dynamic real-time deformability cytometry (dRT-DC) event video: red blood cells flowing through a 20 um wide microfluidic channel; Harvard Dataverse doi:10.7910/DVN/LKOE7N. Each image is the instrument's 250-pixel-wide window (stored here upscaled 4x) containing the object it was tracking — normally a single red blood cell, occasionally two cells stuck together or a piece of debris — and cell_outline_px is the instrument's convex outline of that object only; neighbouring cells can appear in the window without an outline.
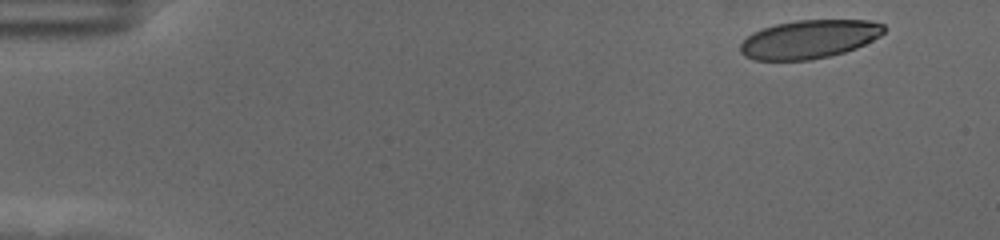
{"species": "human", "species_latin": "Homo sapiens", "temperature_condition": "cold", "stored_images_in_passage": 54, "camera_frame_rate_fps": 3000, "um_per_image_px": 0.085, "donor": {"sex": "female"}, "frame": {"image": 1, "passage_image": 1, "time_ms": 0.0, "image_size_px": [1000, 240], "cell_outline_px": [[888, 28], [880, 36], [856, 48], [844, 52], [812, 60], [752, 60], [744, 56], [740, 52], [740, 44], [752, 32], [776, 24], [796, 20], [868, 20], [884, 24]], "centroid_in_image_um": [68.78, 3.33], "position_along_channel_um": 16.2, "area_um2": 32.31}}
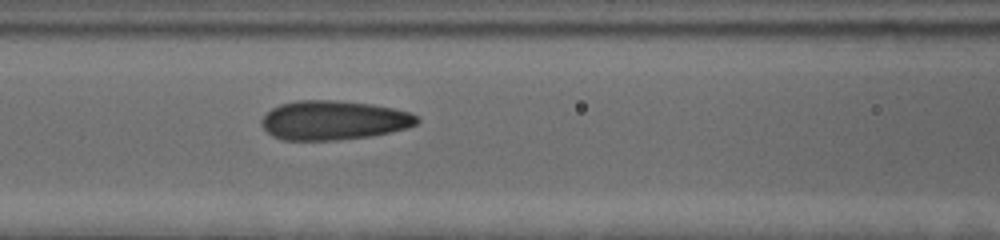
{"frame": {"image": 2, "passage_image": 22, "time_ms": 7.0, "image_size_px": [1000, 240], "cell_outline_px": [[420, 120], [416, 124], [404, 128], [388, 132], [368, 136], [336, 140], [284, 140], [272, 136], [264, 128], [260, 120], [272, 108], [280, 104], [296, 100], [332, 100], [372, 104], [392, 108], [408, 112], [416, 116]], "centroid_in_image_um": [28.31, 10.22], "position_along_channel_um": 138.3, "area_um2": 35.2}}
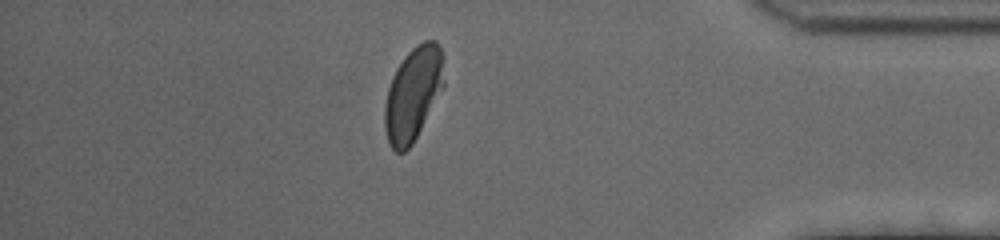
{"frame": {"image": 3, "passage_image": 47, "time_ms": 15.333, "image_size_px": [1000, 240], "cell_outline_px": [[444, 84], [412, 144], [404, 152], [396, 152], [388, 144], [384, 128], [384, 108], [388, 88], [392, 76], [396, 68], [404, 56], [416, 44], [424, 40], [436, 40], [444, 56]], "centroid_in_image_um": [35.1, 7.94], "position_along_channel_um": 400.1, "area_um2": 32.31}, "authors_computed_cell_mechanics": {"area_um2": 34.1598, "velocity_mm_per_s": 3.5113, "shape_relaxation_time_tau1_ms": 3.1844, "shape_relaxation_time_tau2_ms": null, "deformation_change_tau1": 0.1627, "deformation_change_tau2": null}}